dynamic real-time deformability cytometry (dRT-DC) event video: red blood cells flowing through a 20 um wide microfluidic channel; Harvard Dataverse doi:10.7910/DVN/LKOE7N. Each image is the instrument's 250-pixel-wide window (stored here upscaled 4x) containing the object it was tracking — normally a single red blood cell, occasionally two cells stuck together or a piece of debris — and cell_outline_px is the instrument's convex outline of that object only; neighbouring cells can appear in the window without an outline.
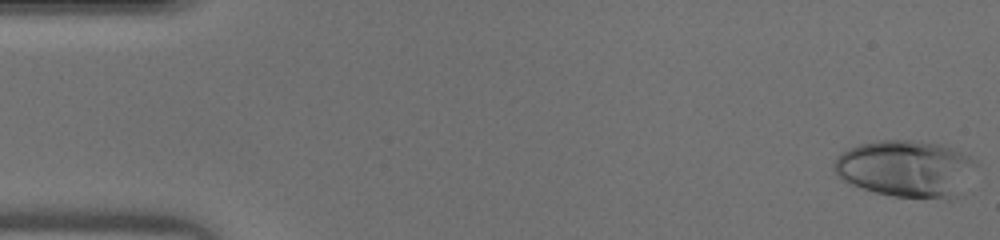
{"species": "human", "species_latin": "Homo sapiens", "temperature_condition": "warm", "stored_images_in_passage": 46, "camera_frame_rate_fps": 3000, "um_per_image_px": 0.085, "donor": {"sex": "male"}, "frame": {"image": 1, "passage_image": 1, "time_ms": 0.0, "image_size_px": [1000, 240], "cell_outline_px": [[976, 164], [948, 200], [896, 196], [876, 192], [852, 184], [844, 180], [832, 168], [832, 164], [848, 148], [860, 144], [880, 140], [912, 140], [936, 144], [960, 152], [976, 160]], "centroid_in_image_um": [76.92, 14.32], "position_along_channel_um": 8.1, "area_um2": 45.55}}
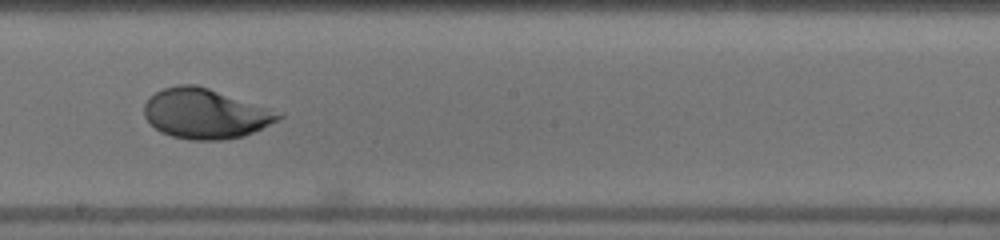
{"frame": {"image": 2, "passage_image": 26, "time_ms": 8.333, "image_size_px": [1000, 240], "cell_outline_px": [[284, 116], [244, 136], [220, 140], [192, 140], [172, 136], [160, 132], [144, 116], [144, 104], [156, 92], [164, 88], [180, 84], [196, 84], [268, 108]], "centroid_in_image_um": [17.4, 9.66], "position_along_channel_um": 230.8, "area_um2": 38.32}}
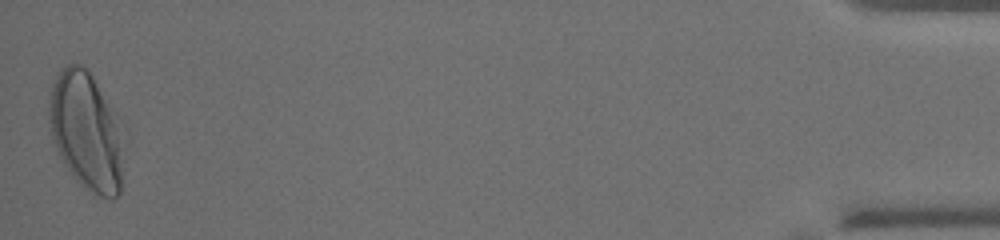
{"frame": {"image": 3, "passage_image": 46, "time_ms": 15.0, "image_size_px": [1000, 240], "cell_outline_px": [[120, 192], [112, 200], [108, 200], [84, 188], [76, 180], [60, 156], [56, 148], [52, 136], [48, 120], [48, 112], [52, 84], [56, 72], [68, 64], [80, 64], [88, 68], [108, 108], [112, 120], [116, 140], [120, 172]], "centroid_in_image_um": [7.17, 11.14], "position_along_channel_um": 428.0, "area_um2": 48.38}}